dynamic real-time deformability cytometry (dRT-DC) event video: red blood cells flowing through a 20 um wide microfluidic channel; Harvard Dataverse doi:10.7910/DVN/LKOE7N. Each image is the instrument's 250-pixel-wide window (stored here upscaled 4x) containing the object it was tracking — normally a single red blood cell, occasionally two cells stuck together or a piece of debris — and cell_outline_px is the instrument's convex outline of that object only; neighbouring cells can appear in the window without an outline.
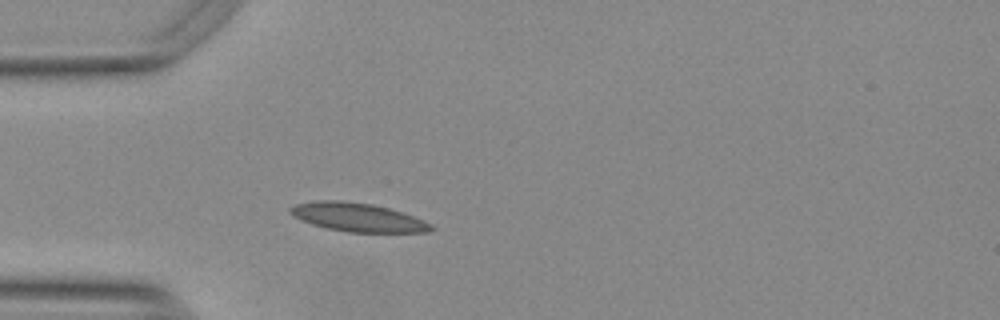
{"species": "Egyptian fruit bat (a non-hibernating species)", "species_latin": "Rousettus aegyptiacus", "temperature_condition": "warm", "stored_images_in_passage": 39, "camera_frame_rate_fps": 3000, "um_per_image_px": 0.085, "animal": {"sex": "female"}, "frame": {"image": 1, "passage_image": 1, "time_ms": 0.0, "image_size_px": [1000, 320], "cell_outline_px": [[436, 228], [428, 232], [348, 232], [328, 228], [312, 224], [292, 216], [288, 212], [288, 208], [296, 204], [316, 200], [340, 200], [372, 204], [388, 208], [424, 220], [432, 224]], "centroid_in_image_um": [30.38, 18.46], "position_along_channel_um": 54.6, "area_um2": 23.41}}
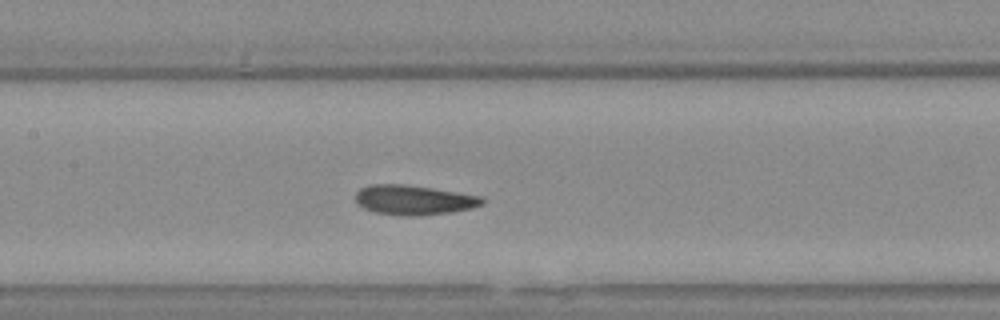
{"frame": {"image": 2, "passage_image": 11, "time_ms": 3.333, "image_size_px": [1000, 320], "cell_outline_px": [[484, 204], [472, 208], [452, 212], [420, 216], [408, 216], [372, 212], [356, 204], [356, 192], [360, 188], [372, 184], [404, 184], [432, 188], [480, 196], [484, 200]], "centroid_in_image_um": [35.15, 17.0], "position_along_channel_um": 172.3, "area_um2": 22.02}}
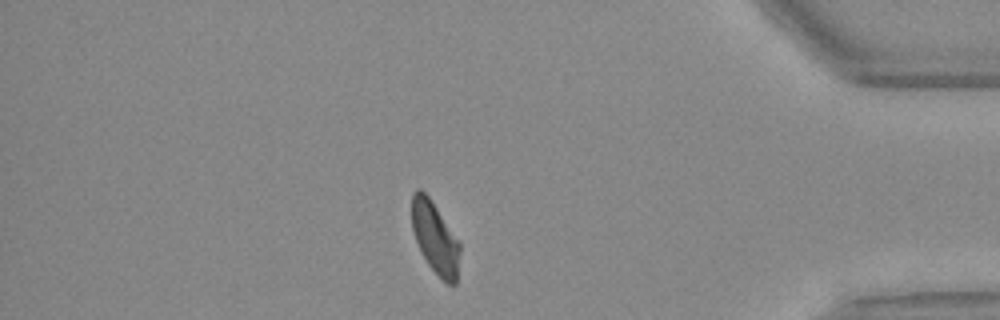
{"frame": {"image": 3, "passage_image": 32, "time_ms": 10.333, "image_size_px": [1000, 320], "cell_outline_px": [[460, 252], [456, 284], [448, 284], [428, 264], [416, 240], [412, 228], [412, 192], [420, 188], [428, 196], [460, 244]], "centroid_in_image_um": [36.97, 20.21], "position_along_channel_um": 398.2, "area_um2": 19.42}, "authors_computed_cell_mechanics": {"area_um2": 21.7328, "velocity_mm_per_s": 3.7446, "shape_relaxation_time_tau1_ms": 7.6128, "shape_relaxation_time_tau2_ms": 1.5024, "deformation_change_tau1": 0.1618, "deformation_change_tau2": 0.0649}}